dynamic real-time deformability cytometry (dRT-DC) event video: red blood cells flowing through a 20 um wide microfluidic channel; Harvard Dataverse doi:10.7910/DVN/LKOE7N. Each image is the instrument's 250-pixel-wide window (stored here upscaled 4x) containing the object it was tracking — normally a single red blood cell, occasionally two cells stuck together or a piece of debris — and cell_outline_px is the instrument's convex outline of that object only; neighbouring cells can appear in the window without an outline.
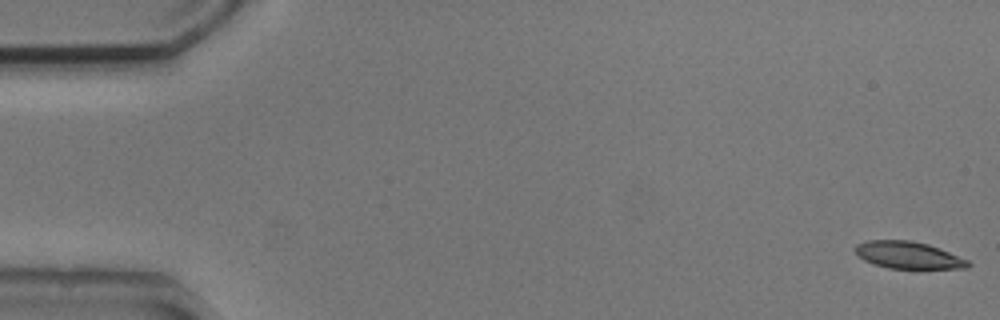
{"species": "common noctule bat (a hibernating species)", "species_latin": "Nyctalus noctula", "temperature_condition": "cold", "stored_images_in_passage": 17, "camera_frame_rate_fps": 3000, "um_per_image_px": 0.085, "animal": {"sex": "male", "body_mass_g": 20.5, "forearm_length_mm": 52.5}, "frame": {"image": 1, "passage_image": 1, "time_ms": 0.0, "image_size_px": [1000, 320], "cell_outline_px": [[972, 264], [968, 268], [888, 268], [872, 264], [864, 260], [856, 252], [856, 244], [868, 240], [912, 240], [928, 244], [968, 260]], "centroid_in_image_um": [77.2, 21.68], "position_along_channel_um": 7.8, "area_um2": 17.63}}